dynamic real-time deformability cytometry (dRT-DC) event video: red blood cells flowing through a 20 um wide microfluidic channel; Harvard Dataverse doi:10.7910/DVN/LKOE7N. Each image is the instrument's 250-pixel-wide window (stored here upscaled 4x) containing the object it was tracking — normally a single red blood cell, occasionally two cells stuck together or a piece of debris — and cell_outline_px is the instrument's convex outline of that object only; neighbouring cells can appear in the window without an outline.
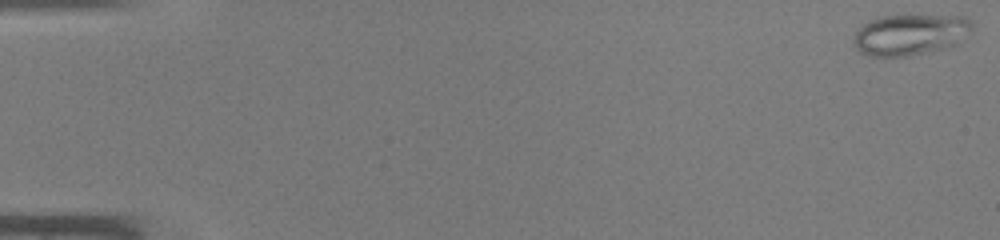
{"species": "common noctule bat (a hibernating species)", "species_latin": "Nyctalus noctula", "temperature_condition": "warm", "stored_images_in_passage": 46, "camera_frame_rate_fps": 3000, "um_per_image_px": 0.085, "animal": {"sex": "male", "body_mass_g": 19.0, "forearm_length_mm": 50.8}, "frame": {"image": 1, "passage_image": 1, "time_ms": 0.0, "image_size_px": [1000, 240], "cell_outline_px": [[972, 28], [956, 44], [908, 56], [868, 56], [860, 52], [852, 44], [852, 36], [864, 24], [880, 16], [964, 16], [972, 20]], "centroid_in_image_um": [77.31, 2.94], "position_along_channel_um": 7.7, "area_um2": 27.92}}
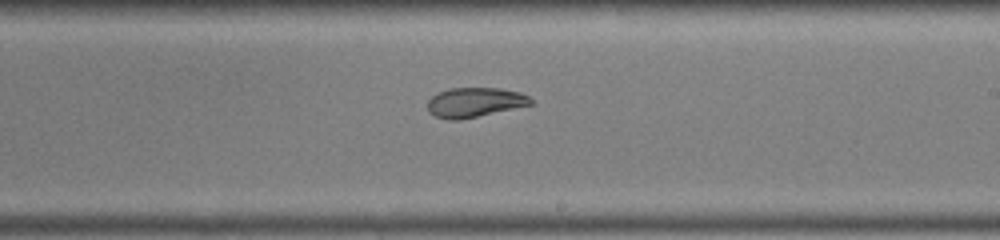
{"frame": {"image": 2, "passage_image": 28, "time_ms": 9.0, "image_size_px": [1000, 240], "cell_outline_px": [[532, 104], [460, 120], [448, 120], [436, 116], [428, 112], [428, 100], [436, 92], [448, 88], [500, 88], [520, 92], [528, 96], [532, 100]], "centroid_in_image_um": [40.31, 8.69], "position_along_channel_um": 248.7, "area_um2": 17.8}}
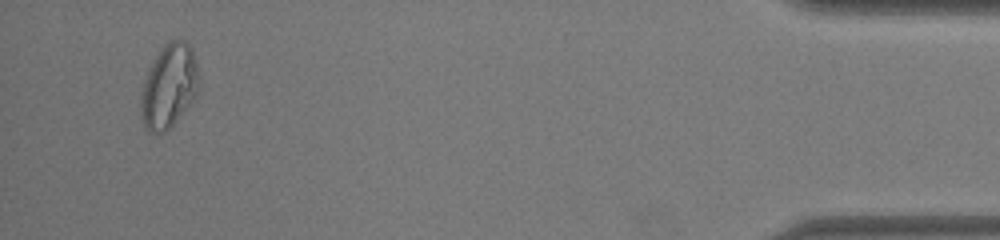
{"frame": {"image": 3, "passage_image": 44, "time_ms": 14.333, "image_size_px": [1000, 240], "cell_outline_px": [[200, 84], [196, 96], [176, 120], [164, 132], [148, 132], [144, 128], [140, 112], [140, 96], [144, 80], [148, 68], [160, 48], [168, 40], [184, 40], [192, 48], [196, 60], [200, 76]], "centroid_in_image_um": [14.36, 7.29], "position_along_channel_um": 420.8, "area_um2": 28.67}}